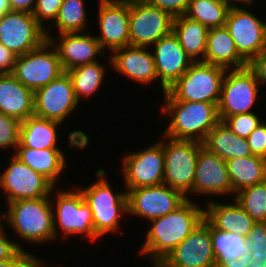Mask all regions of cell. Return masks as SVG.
I'll return each mask as SVG.
<instances>
[{
    "label": "cell",
    "mask_w": 266,
    "mask_h": 267,
    "mask_svg": "<svg viewBox=\"0 0 266 267\" xmlns=\"http://www.w3.org/2000/svg\"><path fill=\"white\" fill-rule=\"evenodd\" d=\"M205 219V207L199 201L186 199L171 213L153 219L143 234V243L138 248L139 256L148 259L151 267H157L169 253Z\"/></svg>",
    "instance_id": "6da1fadb"
},
{
    "label": "cell",
    "mask_w": 266,
    "mask_h": 267,
    "mask_svg": "<svg viewBox=\"0 0 266 267\" xmlns=\"http://www.w3.org/2000/svg\"><path fill=\"white\" fill-rule=\"evenodd\" d=\"M3 209V223L15 235L11 237L16 238L14 242L20 250H25L28 244L39 247L56 241L50 197L17 200L7 203Z\"/></svg>",
    "instance_id": "7a4b0ae2"
},
{
    "label": "cell",
    "mask_w": 266,
    "mask_h": 267,
    "mask_svg": "<svg viewBox=\"0 0 266 267\" xmlns=\"http://www.w3.org/2000/svg\"><path fill=\"white\" fill-rule=\"evenodd\" d=\"M94 171V176L88 186L76 184L84 196L85 202L90 206L93 215V224L96 235L101 239L113 233L124 234L122 226L123 220L128 217V196L124 189L120 191L115 187L108 178L106 169L99 167ZM118 190V191H117ZM122 224V225H121ZM122 229V230H121Z\"/></svg>",
    "instance_id": "3957f363"
},
{
    "label": "cell",
    "mask_w": 266,
    "mask_h": 267,
    "mask_svg": "<svg viewBox=\"0 0 266 267\" xmlns=\"http://www.w3.org/2000/svg\"><path fill=\"white\" fill-rule=\"evenodd\" d=\"M160 117H168V125L161 134L176 140L203 143L208 133L220 122L218 107L200 101L160 100Z\"/></svg>",
    "instance_id": "277c9868"
},
{
    "label": "cell",
    "mask_w": 266,
    "mask_h": 267,
    "mask_svg": "<svg viewBox=\"0 0 266 267\" xmlns=\"http://www.w3.org/2000/svg\"><path fill=\"white\" fill-rule=\"evenodd\" d=\"M70 185L72 186L67 185V189L66 186L65 189L56 186L50 195L55 240L60 242V239L63 241V238L67 239L70 236H84L86 242L88 239L90 243H96L100 238L95 233L90 206L85 202L80 189L75 184Z\"/></svg>",
    "instance_id": "5b68a950"
},
{
    "label": "cell",
    "mask_w": 266,
    "mask_h": 267,
    "mask_svg": "<svg viewBox=\"0 0 266 267\" xmlns=\"http://www.w3.org/2000/svg\"><path fill=\"white\" fill-rule=\"evenodd\" d=\"M226 69L203 61L193 62L163 95V100L200 101L218 106Z\"/></svg>",
    "instance_id": "8992f818"
},
{
    "label": "cell",
    "mask_w": 266,
    "mask_h": 267,
    "mask_svg": "<svg viewBox=\"0 0 266 267\" xmlns=\"http://www.w3.org/2000/svg\"><path fill=\"white\" fill-rule=\"evenodd\" d=\"M160 135L157 139L163 144L165 162L163 183L191 200L198 153L203 143Z\"/></svg>",
    "instance_id": "52a82bcc"
},
{
    "label": "cell",
    "mask_w": 266,
    "mask_h": 267,
    "mask_svg": "<svg viewBox=\"0 0 266 267\" xmlns=\"http://www.w3.org/2000/svg\"><path fill=\"white\" fill-rule=\"evenodd\" d=\"M260 88L255 74L248 66L226 70L217 106L220 121L235 114L256 111L254 106L261 103L259 100L264 96L260 95L263 93Z\"/></svg>",
    "instance_id": "ba28073f"
},
{
    "label": "cell",
    "mask_w": 266,
    "mask_h": 267,
    "mask_svg": "<svg viewBox=\"0 0 266 267\" xmlns=\"http://www.w3.org/2000/svg\"><path fill=\"white\" fill-rule=\"evenodd\" d=\"M156 141V142H155ZM149 146L121 155L118 167L122 174L123 189H137L163 184L164 150L157 139Z\"/></svg>",
    "instance_id": "9c48e42d"
},
{
    "label": "cell",
    "mask_w": 266,
    "mask_h": 267,
    "mask_svg": "<svg viewBox=\"0 0 266 267\" xmlns=\"http://www.w3.org/2000/svg\"><path fill=\"white\" fill-rule=\"evenodd\" d=\"M5 159L9 161L0 173V189L4 192L1 195L5 197L6 204L17 200L50 197L56 186L49 179L35 172L14 154Z\"/></svg>",
    "instance_id": "30bf717a"
},
{
    "label": "cell",
    "mask_w": 266,
    "mask_h": 267,
    "mask_svg": "<svg viewBox=\"0 0 266 267\" xmlns=\"http://www.w3.org/2000/svg\"><path fill=\"white\" fill-rule=\"evenodd\" d=\"M64 72L55 47L46 40L40 47L17 56L12 75L36 91Z\"/></svg>",
    "instance_id": "8fae6325"
},
{
    "label": "cell",
    "mask_w": 266,
    "mask_h": 267,
    "mask_svg": "<svg viewBox=\"0 0 266 267\" xmlns=\"http://www.w3.org/2000/svg\"><path fill=\"white\" fill-rule=\"evenodd\" d=\"M130 46L151 47L172 32L173 17L145 0H129Z\"/></svg>",
    "instance_id": "7c38bea8"
},
{
    "label": "cell",
    "mask_w": 266,
    "mask_h": 267,
    "mask_svg": "<svg viewBox=\"0 0 266 267\" xmlns=\"http://www.w3.org/2000/svg\"><path fill=\"white\" fill-rule=\"evenodd\" d=\"M249 8L230 7L225 24L238 53L247 62L266 48V20Z\"/></svg>",
    "instance_id": "4fadbf2b"
},
{
    "label": "cell",
    "mask_w": 266,
    "mask_h": 267,
    "mask_svg": "<svg viewBox=\"0 0 266 267\" xmlns=\"http://www.w3.org/2000/svg\"><path fill=\"white\" fill-rule=\"evenodd\" d=\"M79 106L67 72L34 91V116L67 124Z\"/></svg>",
    "instance_id": "5bb4252c"
},
{
    "label": "cell",
    "mask_w": 266,
    "mask_h": 267,
    "mask_svg": "<svg viewBox=\"0 0 266 267\" xmlns=\"http://www.w3.org/2000/svg\"><path fill=\"white\" fill-rule=\"evenodd\" d=\"M98 1V0H97ZM94 13L98 28L95 36L106 54L130 45L129 36V0H99Z\"/></svg>",
    "instance_id": "9a60e30c"
},
{
    "label": "cell",
    "mask_w": 266,
    "mask_h": 267,
    "mask_svg": "<svg viewBox=\"0 0 266 267\" xmlns=\"http://www.w3.org/2000/svg\"><path fill=\"white\" fill-rule=\"evenodd\" d=\"M128 196V215L143 218L145 222L160 218L174 211L187 198L178 190L166 184L126 189Z\"/></svg>",
    "instance_id": "2e32d148"
},
{
    "label": "cell",
    "mask_w": 266,
    "mask_h": 267,
    "mask_svg": "<svg viewBox=\"0 0 266 267\" xmlns=\"http://www.w3.org/2000/svg\"><path fill=\"white\" fill-rule=\"evenodd\" d=\"M46 40V30L32 13L9 11L0 17V43L17 56L40 47Z\"/></svg>",
    "instance_id": "e0dca14e"
},
{
    "label": "cell",
    "mask_w": 266,
    "mask_h": 267,
    "mask_svg": "<svg viewBox=\"0 0 266 267\" xmlns=\"http://www.w3.org/2000/svg\"><path fill=\"white\" fill-rule=\"evenodd\" d=\"M212 195V196H211ZM197 196V198H195ZM204 198L206 202H210L215 197L221 200V197L232 199V188L229 179L226 161L217 154L210 152L206 147L199 149L195 179L193 182V198L197 201L198 197ZM210 196V197H209ZM209 197V198H208ZM212 197H214L212 199Z\"/></svg>",
    "instance_id": "ac0fdd59"
},
{
    "label": "cell",
    "mask_w": 266,
    "mask_h": 267,
    "mask_svg": "<svg viewBox=\"0 0 266 267\" xmlns=\"http://www.w3.org/2000/svg\"><path fill=\"white\" fill-rule=\"evenodd\" d=\"M216 264L210 223L204 219L157 267H215Z\"/></svg>",
    "instance_id": "d6986e66"
},
{
    "label": "cell",
    "mask_w": 266,
    "mask_h": 267,
    "mask_svg": "<svg viewBox=\"0 0 266 267\" xmlns=\"http://www.w3.org/2000/svg\"><path fill=\"white\" fill-rule=\"evenodd\" d=\"M92 32V33H91ZM56 35V36H55ZM58 35V36H57ZM55 47L64 72L80 65L93 63L106 57L95 32L46 35ZM105 53V54H104ZM98 57V58H97Z\"/></svg>",
    "instance_id": "ffe728a7"
},
{
    "label": "cell",
    "mask_w": 266,
    "mask_h": 267,
    "mask_svg": "<svg viewBox=\"0 0 266 267\" xmlns=\"http://www.w3.org/2000/svg\"><path fill=\"white\" fill-rule=\"evenodd\" d=\"M151 47L158 76L157 86L164 94L194 61L187 55L173 32L160 38Z\"/></svg>",
    "instance_id": "44dd1931"
},
{
    "label": "cell",
    "mask_w": 266,
    "mask_h": 267,
    "mask_svg": "<svg viewBox=\"0 0 266 267\" xmlns=\"http://www.w3.org/2000/svg\"><path fill=\"white\" fill-rule=\"evenodd\" d=\"M110 57L111 70L126 77L128 81L140 83L141 87L143 85L146 88L158 81L150 47L125 46L114 50Z\"/></svg>",
    "instance_id": "7402d4cb"
},
{
    "label": "cell",
    "mask_w": 266,
    "mask_h": 267,
    "mask_svg": "<svg viewBox=\"0 0 266 267\" xmlns=\"http://www.w3.org/2000/svg\"><path fill=\"white\" fill-rule=\"evenodd\" d=\"M222 202L212 200L205 202V219L217 230L247 236L255 221L232 198Z\"/></svg>",
    "instance_id": "603a6c76"
},
{
    "label": "cell",
    "mask_w": 266,
    "mask_h": 267,
    "mask_svg": "<svg viewBox=\"0 0 266 267\" xmlns=\"http://www.w3.org/2000/svg\"><path fill=\"white\" fill-rule=\"evenodd\" d=\"M66 149H32L17 147L14 155L24 164L28 165L35 172H38L49 179L55 186L61 184L65 169L69 164ZM67 158V159H66ZM63 174V175H62ZM62 176V177H61Z\"/></svg>",
    "instance_id": "cb8c5ba5"
},
{
    "label": "cell",
    "mask_w": 266,
    "mask_h": 267,
    "mask_svg": "<svg viewBox=\"0 0 266 267\" xmlns=\"http://www.w3.org/2000/svg\"><path fill=\"white\" fill-rule=\"evenodd\" d=\"M0 113L21 122L34 115V91L12 74H0Z\"/></svg>",
    "instance_id": "d4e9b609"
},
{
    "label": "cell",
    "mask_w": 266,
    "mask_h": 267,
    "mask_svg": "<svg viewBox=\"0 0 266 267\" xmlns=\"http://www.w3.org/2000/svg\"><path fill=\"white\" fill-rule=\"evenodd\" d=\"M204 62L226 70L248 65V62L238 53L230 32L225 26L209 28Z\"/></svg>",
    "instance_id": "484cf974"
},
{
    "label": "cell",
    "mask_w": 266,
    "mask_h": 267,
    "mask_svg": "<svg viewBox=\"0 0 266 267\" xmlns=\"http://www.w3.org/2000/svg\"><path fill=\"white\" fill-rule=\"evenodd\" d=\"M61 126L57 121L43 119L37 116L28 117L21 122L20 140L17 147L32 149H62L59 132ZM59 131V132H58ZM60 143V145L58 144Z\"/></svg>",
    "instance_id": "4316f807"
},
{
    "label": "cell",
    "mask_w": 266,
    "mask_h": 267,
    "mask_svg": "<svg viewBox=\"0 0 266 267\" xmlns=\"http://www.w3.org/2000/svg\"><path fill=\"white\" fill-rule=\"evenodd\" d=\"M106 57L108 58L107 65L103 62L101 64L100 59L96 62L80 65L67 71L72 81L76 99L80 104L84 99L86 101L88 99L90 100L94 94H98V91H101L102 86L105 85L108 75L107 70L111 69V57L109 54Z\"/></svg>",
    "instance_id": "83f0119b"
},
{
    "label": "cell",
    "mask_w": 266,
    "mask_h": 267,
    "mask_svg": "<svg viewBox=\"0 0 266 267\" xmlns=\"http://www.w3.org/2000/svg\"><path fill=\"white\" fill-rule=\"evenodd\" d=\"M208 31L209 28L185 15L173 19L172 32L194 62H204Z\"/></svg>",
    "instance_id": "f1b7e54d"
},
{
    "label": "cell",
    "mask_w": 266,
    "mask_h": 267,
    "mask_svg": "<svg viewBox=\"0 0 266 267\" xmlns=\"http://www.w3.org/2000/svg\"><path fill=\"white\" fill-rule=\"evenodd\" d=\"M203 146L224 161L253 155L247 140L234 134L223 121L208 133Z\"/></svg>",
    "instance_id": "f546056e"
},
{
    "label": "cell",
    "mask_w": 266,
    "mask_h": 267,
    "mask_svg": "<svg viewBox=\"0 0 266 267\" xmlns=\"http://www.w3.org/2000/svg\"><path fill=\"white\" fill-rule=\"evenodd\" d=\"M232 188V198L240 190L266 180V159L258 156L226 161Z\"/></svg>",
    "instance_id": "4dcf8cb0"
},
{
    "label": "cell",
    "mask_w": 266,
    "mask_h": 267,
    "mask_svg": "<svg viewBox=\"0 0 266 267\" xmlns=\"http://www.w3.org/2000/svg\"><path fill=\"white\" fill-rule=\"evenodd\" d=\"M87 5L89 4L85 0H63L58 16L55 22L46 30V35H54L56 31L55 34L90 31L92 27L88 23L91 16L89 17L87 14Z\"/></svg>",
    "instance_id": "1f68e13d"
},
{
    "label": "cell",
    "mask_w": 266,
    "mask_h": 267,
    "mask_svg": "<svg viewBox=\"0 0 266 267\" xmlns=\"http://www.w3.org/2000/svg\"><path fill=\"white\" fill-rule=\"evenodd\" d=\"M229 9L224 0H191L184 15L207 28H216L225 26Z\"/></svg>",
    "instance_id": "d6a6232c"
},
{
    "label": "cell",
    "mask_w": 266,
    "mask_h": 267,
    "mask_svg": "<svg viewBox=\"0 0 266 267\" xmlns=\"http://www.w3.org/2000/svg\"><path fill=\"white\" fill-rule=\"evenodd\" d=\"M210 234L217 264H222L228 259H239L247 252V239L242 234L222 232L211 224Z\"/></svg>",
    "instance_id": "836d02e7"
},
{
    "label": "cell",
    "mask_w": 266,
    "mask_h": 267,
    "mask_svg": "<svg viewBox=\"0 0 266 267\" xmlns=\"http://www.w3.org/2000/svg\"><path fill=\"white\" fill-rule=\"evenodd\" d=\"M234 199L255 222H266V180L240 190Z\"/></svg>",
    "instance_id": "e575fe53"
},
{
    "label": "cell",
    "mask_w": 266,
    "mask_h": 267,
    "mask_svg": "<svg viewBox=\"0 0 266 267\" xmlns=\"http://www.w3.org/2000/svg\"><path fill=\"white\" fill-rule=\"evenodd\" d=\"M250 112L244 114H235L226 117L223 122L238 137L247 138L265 119L260 115L264 113Z\"/></svg>",
    "instance_id": "d590c367"
},
{
    "label": "cell",
    "mask_w": 266,
    "mask_h": 267,
    "mask_svg": "<svg viewBox=\"0 0 266 267\" xmlns=\"http://www.w3.org/2000/svg\"><path fill=\"white\" fill-rule=\"evenodd\" d=\"M21 121L0 113V151L14 154L20 140ZM11 149V150H10ZM13 150V151H12Z\"/></svg>",
    "instance_id": "8d00e7d4"
},
{
    "label": "cell",
    "mask_w": 266,
    "mask_h": 267,
    "mask_svg": "<svg viewBox=\"0 0 266 267\" xmlns=\"http://www.w3.org/2000/svg\"><path fill=\"white\" fill-rule=\"evenodd\" d=\"M247 252L254 260H266V222H255L246 236Z\"/></svg>",
    "instance_id": "74e56055"
},
{
    "label": "cell",
    "mask_w": 266,
    "mask_h": 267,
    "mask_svg": "<svg viewBox=\"0 0 266 267\" xmlns=\"http://www.w3.org/2000/svg\"><path fill=\"white\" fill-rule=\"evenodd\" d=\"M62 3L63 0H36L33 17L47 30L55 22Z\"/></svg>",
    "instance_id": "f35d334b"
},
{
    "label": "cell",
    "mask_w": 266,
    "mask_h": 267,
    "mask_svg": "<svg viewBox=\"0 0 266 267\" xmlns=\"http://www.w3.org/2000/svg\"><path fill=\"white\" fill-rule=\"evenodd\" d=\"M28 251V249H19L12 257L0 262V267H43L47 264L44 258L36 256V252L33 254V251Z\"/></svg>",
    "instance_id": "ab89813d"
},
{
    "label": "cell",
    "mask_w": 266,
    "mask_h": 267,
    "mask_svg": "<svg viewBox=\"0 0 266 267\" xmlns=\"http://www.w3.org/2000/svg\"><path fill=\"white\" fill-rule=\"evenodd\" d=\"M251 152L254 156L266 159V121H262L259 126L246 138Z\"/></svg>",
    "instance_id": "60d3db41"
},
{
    "label": "cell",
    "mask_w": 266,
    "mask_h": 267,
    "mask_svg": "<svg viewBox=\"0 0 266 267\" xmlns=\"http://www.w3.org/2000/svg\"><path fill=\"white\" fill-rule=\"evenodd\" d=\"M149 4L168 12L173 18L186 13L191 0H145Z\"/></svg>",
    "instance_id": "b9f144b4"
},
{
    "label": "cell",
    "mask_w": 266,
    "mask_h": 267,
    "mask_svg": "<svg viewBox=\"0 0 266 267\" xmlns=\"http://www.w3.org/2000/svg\"><path fill=\"white\" fill-rule=\"evenodd\" d=\"M8 232L5 224L2 223L0 225V262L9 259L19 250L14 242L15 239L10 237Z\"/></svg>",
    "instance_id": "7bdbcfd3"
},
{
    "label": "cell",
    "mask_w": 266,
    "mask_h": 267,
    "mask_svg": "<svg viewBox=\"0 0 266 267\" xmlns=\"http://www.w3.org/2000/svg\"><path fill=\"white\" fill-rule=\"evenodd\" d=\"M255 74L261 90L265 91L266 87V48L257 56L253 57L247 65ZM264 86V87H263ZM264 88V89H263Z\"/></svg>",
    "instance_id": "ee69618b"
},
{
    "label": "cell",
    "mask_w": 266,
    "mask_h": 267,
    "mask_svg": "<svg viewBox=\"0 0 266 267\" xmlns=\"http://www.w3.org/2000/svg\"><path fill=\"white\" fill-rule=\"evenodd\" d=\"M17 55L0 43V74H12Z\"/></svg>",
    "instance_id": "f6af8a7d"
},
{
    "label": "cell",
    "mask_w": 266,
    "mask_h": 267,
    "mask_svg": "<svg viewBox=\"0 0 266 267\" xmlns=\"http://www.w3.org/2000/svg\"><path fill=\"white\" fill-rule=\"evenodd\" d=\"M11 11H25L33 13L36 0H8Z\"/></svg>",
    "instance_id": "bcb514c9"
},
{
    "label": "cell",
    "mask_w": 266,
    "mask_h": 267,
    "mask_svg": "<svg viewBox=\"0 0 266 267\" xmlns=\"http://www.w3.org/2000/svg\"><path fill=\"white\" fill-rule=\"evenodd\" d=\"M251 259L252 258L249 253L246 252L239 259H228L225 260L222 264H216L215 267H248Z\"/></svg>",
    "instance_id": "7dc6e473"
},
{
    "label": "cell",
    "mask_w": 266,
    "mask_h": 267,
    "mask_svg": "<svg viewBox=\"0 0 266 267\" xmlns=\"http://www.w3.org/2000/svg\"><path fill=\"white\" fill-rule=\"evenodd\" d=\"M230 7L248 6V0H224Z\"/></svg>",
    "instance_id": "c3c4849f"
},
{
    "label": "cell",
    "mask_w": 266,
    "mask_h": 267,
    "mask_svg": "<svg viewBox=\"0 0 266 267\" xmlns=\"http://www.w3.org/2000/svg\"><path fill=\"white\" fill-rule=\"evenodd\" d=\"M11 11V7L8 0H0V17Z\"/></svg>",
    "instance_id": "681fc988"
},
{
    "label": "cell",
    "mask_w": 266,
    "mask_h": 267,
    "mask_svg": "<svg viewBox=\"0 0 266 267\" xmlns=\"http://www.w3.org/2000/svg\"><path fill=\"white\" fill-rule=\"evenodd\" d=\"M248 267H266V260L251 259V261L248 264Z\"/></svg>",
    "instance_id": "f907efd6"
},
{
    "label": "cell",
    "mask_w": 266,
    "mask_h": 267,
    "mask_svg": "<svg viewBox=\"0 0 266 267\" xmlns=\"http://www.w3.org/2000/svg\"><path fill=\"white\" fill-rule=\"evenodd\" d=\"M0 207H2V205H0ZM2 209H0V225L3 223V212H2Z\"/></svg>",
    "instance_id": "816d5d0a"
},
{
    "label": "cell",
    "mask_w": 266,
    "mask_h": 267,
    "mask_svg": "<svg viewBox=\"0 0 266 267\" xmlns=\"http://www.w3.org/2000/svg\"><path fill=\"white\" fill-rule=\"evenodd\" d=\"M257 0H248V7H252Z\"/></svg>",
    "instance_id": "f5cc1de1"
},
{
    "label": "cell",
    "mask_w": 266,
    "mask_h": 267,
    "mask_svg": "<svg viewBox=\"0 0 266 267\" xmlns=\"http://www.w3.org/2000/svg\"><path fill=\"white\" fill-rule=\"evenodd\" d=\"M46 265H47V266H46ZM51 265H52V266H51ZM51 265H49V264L47 263V264H45L43 267H54V266H55V267H63V266H64V265H62V264H61V265H60V264H59V265H55V264L53 265V264H51Z\"/></svg>",
    "instance_id": "db71d44e"
}]
</instances>
